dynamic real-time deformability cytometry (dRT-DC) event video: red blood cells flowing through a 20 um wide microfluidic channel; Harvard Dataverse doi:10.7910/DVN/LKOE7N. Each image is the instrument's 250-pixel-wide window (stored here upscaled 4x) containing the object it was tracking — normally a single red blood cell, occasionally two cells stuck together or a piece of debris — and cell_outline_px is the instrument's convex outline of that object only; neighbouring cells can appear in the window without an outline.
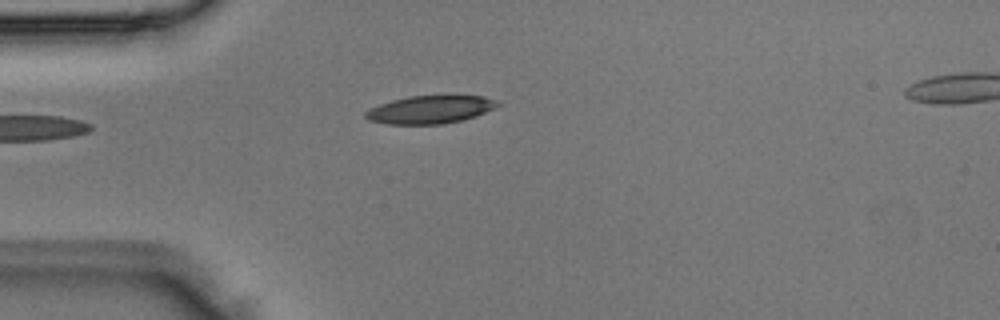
{"species": "Egyptian fruit bat (a non-hibernating species)", "species_latin": "Rousettus aegyptiacus", "temperature_condition": "room temperature", "stored_images_in_passage": 3, "camera_frame_rate_fps": 3000, "um_per_image_px": 0.085, "animal": {"sex": "male"}, "frame": {"image": 1, "passage_image": 2, "time_ms": 0.333, "image_size_px": [1000, 320], "cell_outline_px": [[500, 104], [476, 116], [464, 120], [440, 124], [388, 124], [368, 120], [364, 116], [364, 112], [380, 104], [392, 100], [408, 96], [484, 96], [496, 100]], "centroid_in_image_um": [36.54, 9.32], "position_along_channel_um": 48.5, "area_um2": 21.27}}